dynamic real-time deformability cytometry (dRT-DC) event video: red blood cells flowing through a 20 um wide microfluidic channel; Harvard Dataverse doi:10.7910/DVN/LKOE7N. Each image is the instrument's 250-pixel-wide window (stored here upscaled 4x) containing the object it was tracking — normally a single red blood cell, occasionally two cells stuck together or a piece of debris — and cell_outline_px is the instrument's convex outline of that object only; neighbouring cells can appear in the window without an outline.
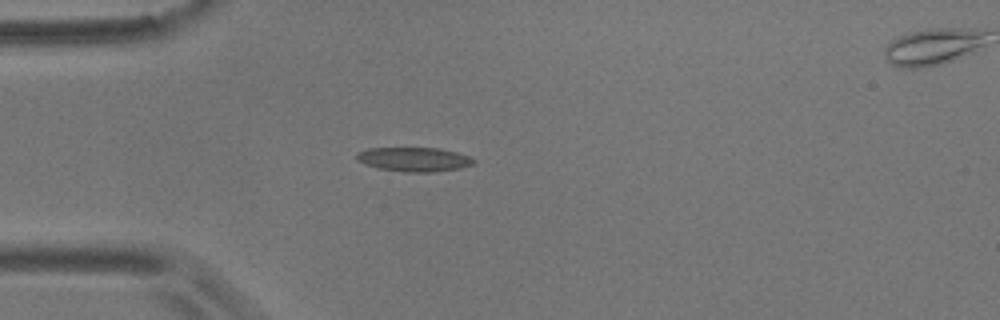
{"species": "common noctule bat (a hibernating species)", "species_latin": "Nyctalus noctula", "temperature_condition": "room temperature", "stored_images_in_passage": 2, "camera_frame_rate_fps": 3000, "um_per_image_px": 0.085, "animal": {"sex": "male", "body_mass_g": 17.9}, "frame": {"image": 1, "passage_image": 1, "time_ms": 0.0, "image_size_px": [1000, 320], "cell_outline_px": [[476, 160], [472, 164], [460, 168], [432, 172], [404, 172], [380, 168], [364, 164], [356, 160], [356, 152], [368, 148], [440, 148], [456, 152], [468, 156]], "centroid_in_image_um": [35.16, 13.54], "position_along_channel_um": 49.8, "area_um2": 16.47}}